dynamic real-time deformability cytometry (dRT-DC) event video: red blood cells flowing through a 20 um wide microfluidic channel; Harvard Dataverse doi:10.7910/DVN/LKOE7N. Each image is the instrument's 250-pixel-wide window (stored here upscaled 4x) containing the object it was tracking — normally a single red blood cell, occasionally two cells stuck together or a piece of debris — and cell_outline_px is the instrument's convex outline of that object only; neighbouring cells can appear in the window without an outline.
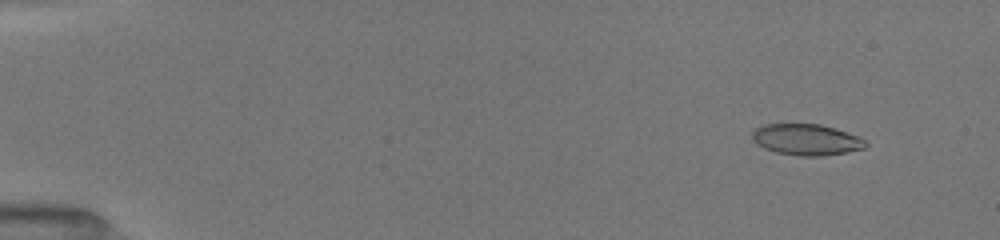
{"species": "common noctule bat (a hibernating species)", "species_latin": "Nyctalus noctula", "temperature_condition": "room temperature", "stored_images_in_passage": 52, "camera_frame_rate_fps": 3000, "um_per_image_px": 0.085, "animal": {"sex": "female", "body_mass_g": 19.5, "forearm_length_mm": 54.1}, "frame": {"image": 1, "passage_image": 5, "time_ms": 1.333, "image_size_px": [1000, 240], "cell_outline_px": [[868, 144], [864, 148], [848, 152], [820, 156], [800, 156], [776, 152], [764, 148], [756, 144], [752, 140], [752, 132], [756, 128], [764, 124], [820, 124], [860, 136]], "centroid_in_image_um": [68.53, 11.87], "position_along_channel_um": 16.5, "area_um2": 20.63}}
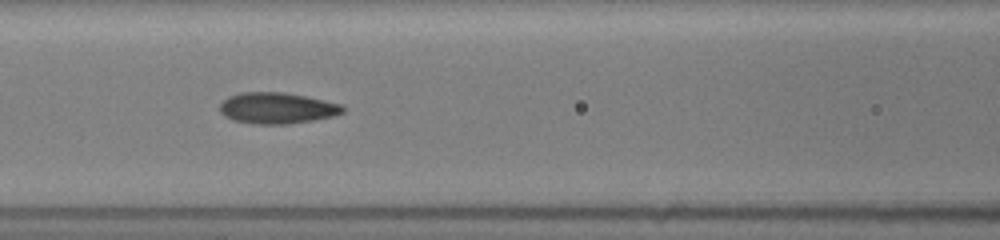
{"frame": {"image": 2, "passage_image": 24, "time_ms": 7.667, "image_size_px": [1000, 240], "cell_outline_px": [[344, 112], [332, 116], [312, 120], [288, 124], [256, 124], [232, 120], [224, 116], [220, 112], [220, 104], [228, 96], [240, 92], [284, 92], [304, 96], [340, 104], [344, 108]], "centroid_in_image_um": [23.5, 9.19], "position_along_channel_um": 143.1, "area_um2": 22.2}}
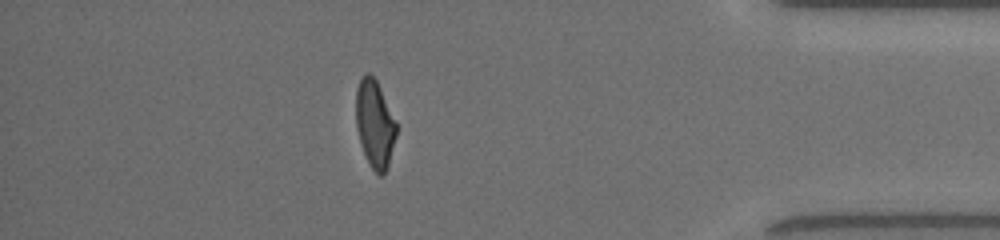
{"frame": {"image": 3, "passage_image": 46, "time_ms": 15.0, "image_size_px": [1000, 240], "cell_outline_px": [[396, 136], [388, 164], [384, 172], [380, 176], [372, 168], [360, 144], [356, 128], [356, 88], [364, 72], [368, 72], [376, 80], [380, 88], [396, 124]], "centroid_in_image_um": [31.82, 10.5], "position_along_channel_um": 403.4, "area_um2": 20.17}, "authors_computed_cell_mechanics": {"area_um2": 21.386, "velocity_mm_per_s": 4.0187, "shape_relaxation_time_tau1_ms": 4.3312, "shape_relaxation_time_tau2_ms": 1.1843, "deformation_change_tau1": 0.157, "deformation_change_tau2": 0.0704}}